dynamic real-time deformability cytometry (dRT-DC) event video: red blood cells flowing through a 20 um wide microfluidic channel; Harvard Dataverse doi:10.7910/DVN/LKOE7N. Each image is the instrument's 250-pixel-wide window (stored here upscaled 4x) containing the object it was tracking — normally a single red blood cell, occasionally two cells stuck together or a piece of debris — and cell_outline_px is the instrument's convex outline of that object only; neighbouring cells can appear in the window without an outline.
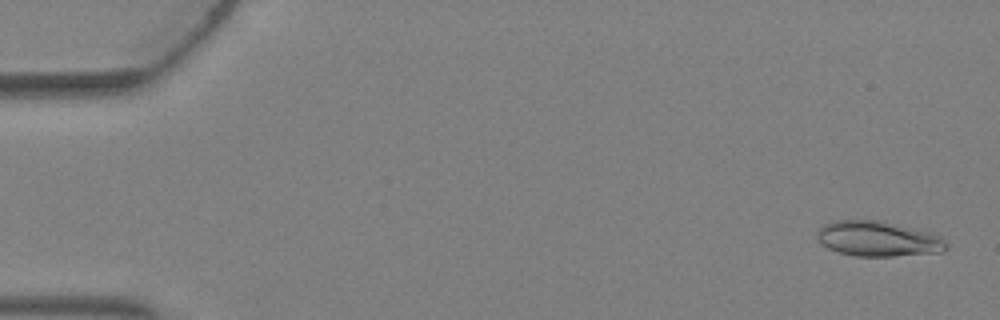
{"species": "Egyptian fruit bat (a non-hibernating species)", "species_latin": "Rousettus aegyptiacus", "temperature_condition": "warm", "stored_images_in_passage": 4, "camera_frame_rate_fps": 3000, "um_per_image_px": 0.085, "animal": {"sex": "female"}, "frame": {"image": 1, "passage_image": 1, "time_ms": 0.0, "image_size_px": [1000, 320], "cell_outline_px": [[948, 248], [944, 252], [892, 256], [856, 256], [840, 252], [828, 248], [820, 244], [816, 236], [816, 232], [824, 224], [832, 220], [880, 220], [932, 232], [940, 236], [948, 244]], "centroid_in_image_um": [74.65, 20.29], "position_along_channel_um": 10.4, "area_um2": 26.82}}